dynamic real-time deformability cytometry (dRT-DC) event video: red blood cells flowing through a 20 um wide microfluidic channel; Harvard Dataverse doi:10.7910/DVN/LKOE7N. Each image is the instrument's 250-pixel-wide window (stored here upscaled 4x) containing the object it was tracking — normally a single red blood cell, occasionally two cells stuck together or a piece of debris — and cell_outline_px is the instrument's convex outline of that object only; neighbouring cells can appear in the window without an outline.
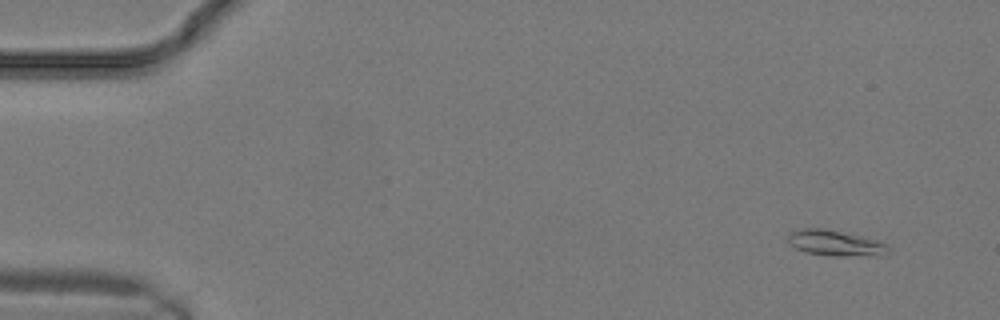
{"species": "common noctule bat (a hibernating species)", "species_latin": "Nyctalus noctula", "temperature_condition": "warm", "stored_images_in_passage": 16, "camera_frame_rate_fps": 3000, "um_per_image_px": 0.085, "animal": {"sex": "male", "body_mass_g": 19.2, "forearm_length_mm": 51.8}, "frame": {"image": 1, "passage_image": 2, "time_ms": 0.333, "image_size_px": [1000, 320], "cell_outline_px": [[888, 252], [880, 256], [832, 256], [808, 252], [796, 248], [788, 244], [788, 232], [800, 228], [824, 228], [860, 236], [876, 240], [888, 244]], "centroid_in_image_um": [70.98, 20.66], "position_along_channel_um": 14.0, "area_um2": 15.09}}
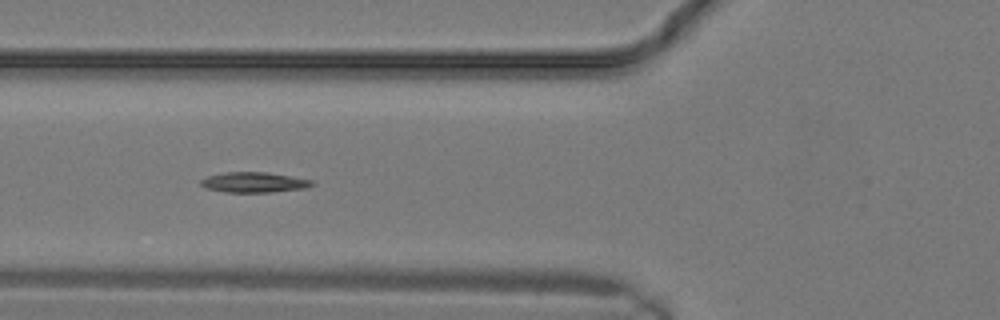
{"frame": {"image": 2, "passage_image": 10, "time_ms": 3.0, "image_size_px": [1000, 320], "cell_outline_px": [[316, 184], [308, 188], [272, 192], [224, 192], [204, 188], [200, 184], [200, 180], [208, 176], [224, 172], [264, 172], [312, 180]], "centroid_in_image_um": [21.58, 15.5], "position_along_channel_um": 104.2, "area_um2": 13.18}}
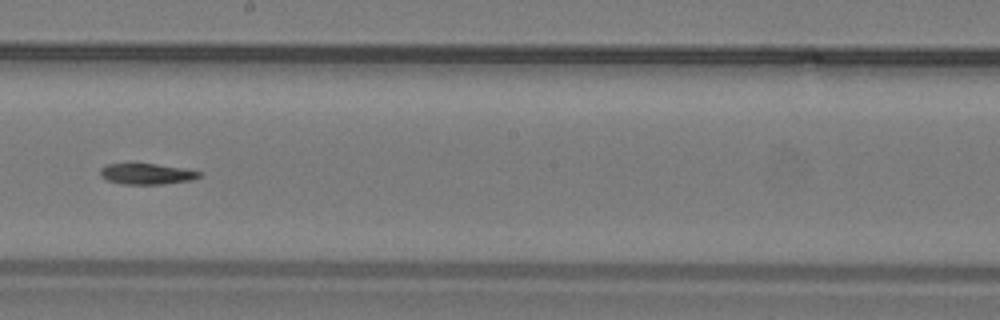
{"frame": {"image": 3, "passage_image": 15, "time_ms": 4.667, "image_size_px": [1000, 320], "cell_outline_px": [[204, 172], [200, 176], [192, 180], [164, 184], [124, 184], [108, 180], [100, 176], [100, 168], [104, 164], [156, 164], [184, 168]], "centroid_in_image_um": [12.5, 14.78], "position_along_channel_um": 235.7, "area_um2": 12.08}}